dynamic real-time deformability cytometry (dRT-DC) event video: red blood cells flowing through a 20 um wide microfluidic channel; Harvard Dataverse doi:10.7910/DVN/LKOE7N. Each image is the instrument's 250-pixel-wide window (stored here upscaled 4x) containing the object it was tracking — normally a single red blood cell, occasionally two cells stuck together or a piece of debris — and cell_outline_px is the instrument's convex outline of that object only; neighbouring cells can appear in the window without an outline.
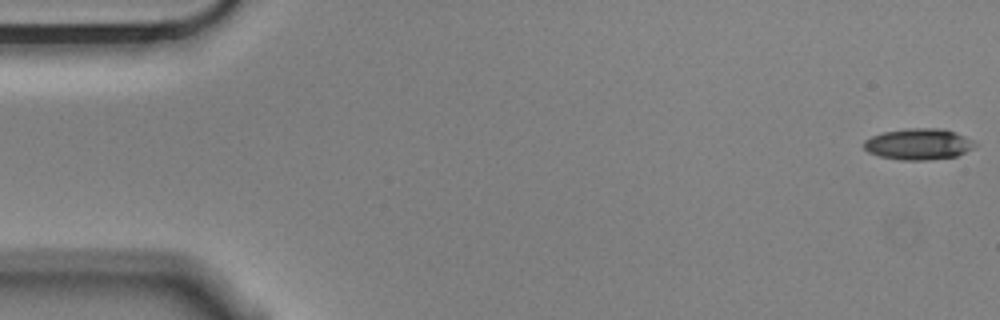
{"species": "Egyptian fruit bat (a non-hibernating species)", "species_latin": "Rousettus aegyptiacus", "temperature_condition": "cold", "stored_images_in_passage": 56, "camera_frame_rate_fps": 3000, "um_per_image_px": 0.085, "animal": {"sex": "male"}, "frame": {"image": 1, "passage_image": 1, "time_ms": 0.0, "image_size_px": [1000, 320], "cell_outline_px": [[976, 144], [972, 148], [956, 156], [928, 160], [900, 160], [880, 156], [868, 152], [864, 148], [864, 140], [872, 136], [884, 132], [908, 128], [940, 128], [956, 132], [972, 140]], "centroid_in_image_um": [78.06, 12.25], "position_along_channel_um": 6.9, "area_um2": 20.06}}
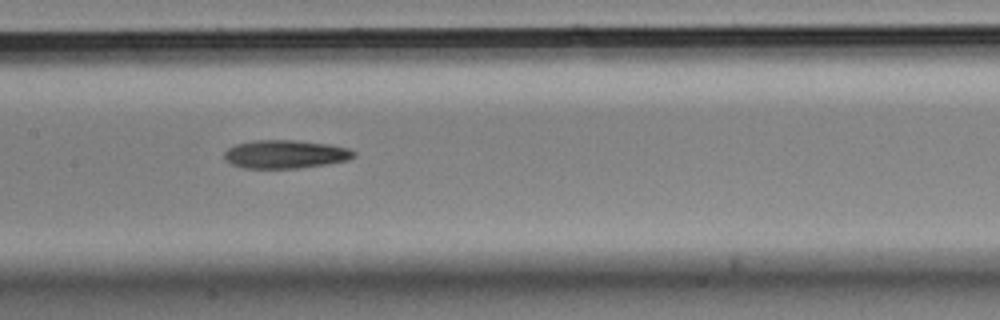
{"frame": {"image": 2, "passage_image": 27, "time_ms": 8.667, "image_size_px": [1000, 320], "cell_outline_px": [[356, 156], [348, 160], [300, 168], [240, 168], [224, 160], [224, 152], [228, 148], [236, 144], [256, 140], [296, 140], [328, 144], [348, 148], [356, 152]], "centroid_in_image_um": [24.23, 13.11], "position_along_channel_um": 183.2, "area_um2": 21.44}}
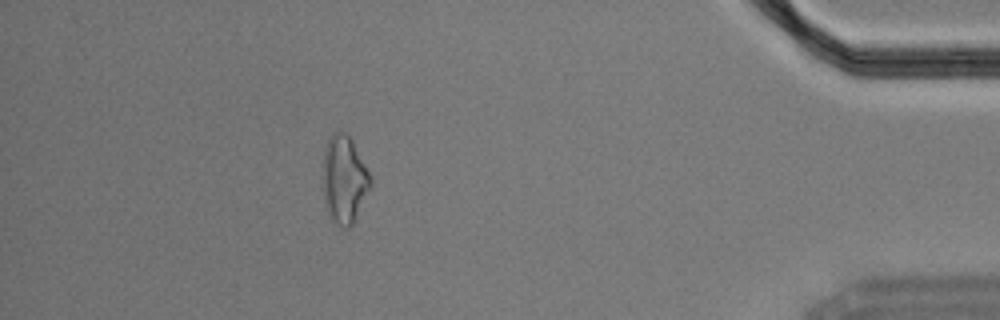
{"frame": {"image": 3, "passage_image": 50, "time_ms": 16.333, "image_size_px": [1000, 320], "cell_outline_px": [[372, 184], [356, 220], [348, 228], [344, 228], [332, 220], [328, 216], [324, 204], [324, 148], [328, 136], [336, 128], [348, 132], [372, 176]], "centroid_in_image_um": [29.28, 15.21], "position_along_channel_um": 405.9, "area_um2": 24.97}, "authors_computed_cell_mechanics": {"area_um2": 21.4149, "velocity_mm_per_s": 3.569, "shape_relaxation_time_tau1_ms": 7.9605, "shape_relaxation_time_tau2_ms": null, "deformation_change_tau1": 0.1842, "deformation_change_tau2": null}}